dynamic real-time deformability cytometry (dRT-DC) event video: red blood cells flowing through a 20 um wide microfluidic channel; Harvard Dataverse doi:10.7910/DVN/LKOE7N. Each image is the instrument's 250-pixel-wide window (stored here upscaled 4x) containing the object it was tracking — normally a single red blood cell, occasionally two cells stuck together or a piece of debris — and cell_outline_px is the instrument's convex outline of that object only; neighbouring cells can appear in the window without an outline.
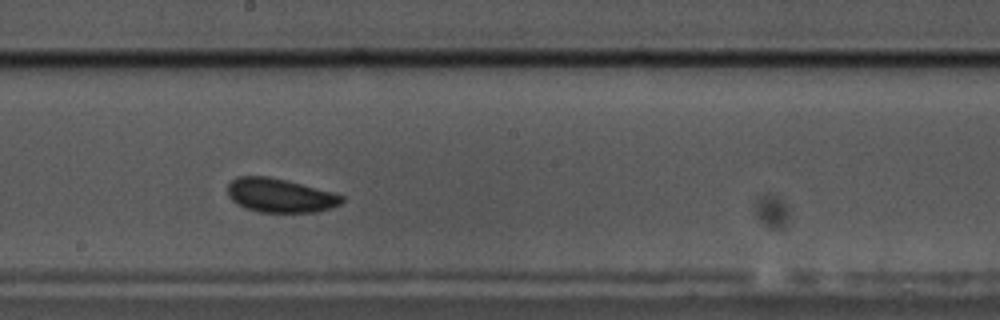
{"species": "common noctule bat (a hibernating species)", "species_latin": "Nyctalus noctula", "temperature_condition": "cold", "stored_images_in_passage": 44, "camera_frame_rate_fps": 3000, "um_per_image_px": 0.085, "animal": {"sex": "male", "body_mass_g": 17.5, "forearm_length_mm": 52.3}, "frame": {"image": 1, "passage_image": 25, "time_ms": 8.0, "image_size_px": [1000, 320], "cell_outline_px": [[344, 200], [340, 204], [332, 208], [316, 212], [260, 212], [244, 208], [232, 200], [228, 196], [228, 184], [236, 176], [268, 176], [332, 192], [344, 196]], "centroid_in_image_um": [23.79, 16.62], "position_along_channel_um": 224.4, "area_um2": 22.48}}
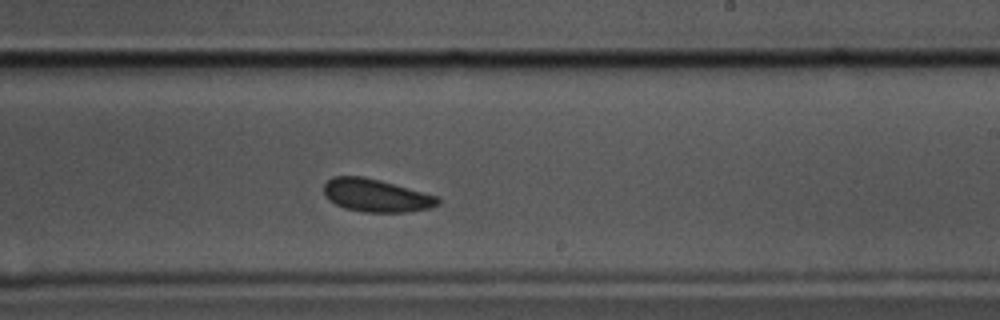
{"frame": {"image": 2, "passage_image": 28, "time_ms": 9.0, "image_size_px": [1000, 320], "cell_outline_px": [[440, 204], [432, 208], [408, 212], [364, 212], [344, 208], [328, 200], [324, 196], [324, 184], [332, 176], [364, 176], [380, 180], [440, 196]], "centroid_in_image_um": [32.0, 16.61], "position_along_channel_um": 257.0, "area_um2": 22.2}}
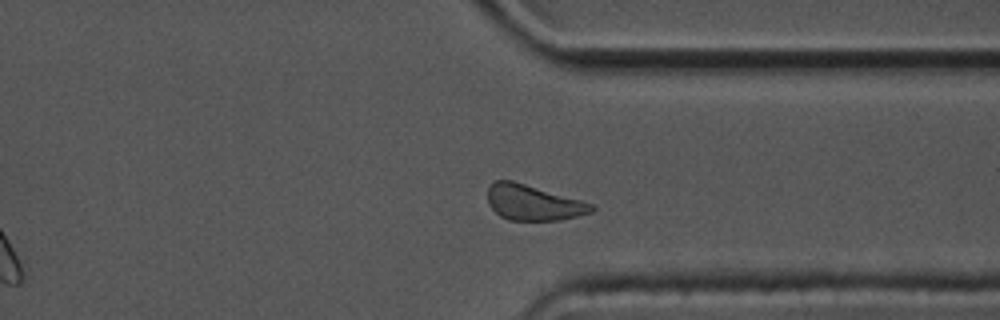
{"frame": {"image": 3, "passage_image": 38, "time_ms": 12.333, "image_size_px": [1000, 320], "cell_outline_px": [[596, 208], [592, 212], [560, 220], [508, 220], [500, 216], [488, 204], [488, 184], [496, 180], [512, 180], [580, 200], [592, 204]], "centroid_in_image_um": [45.28, 17.22], "position_along_channel_um": 366.1, "area_um2": 21.33}}